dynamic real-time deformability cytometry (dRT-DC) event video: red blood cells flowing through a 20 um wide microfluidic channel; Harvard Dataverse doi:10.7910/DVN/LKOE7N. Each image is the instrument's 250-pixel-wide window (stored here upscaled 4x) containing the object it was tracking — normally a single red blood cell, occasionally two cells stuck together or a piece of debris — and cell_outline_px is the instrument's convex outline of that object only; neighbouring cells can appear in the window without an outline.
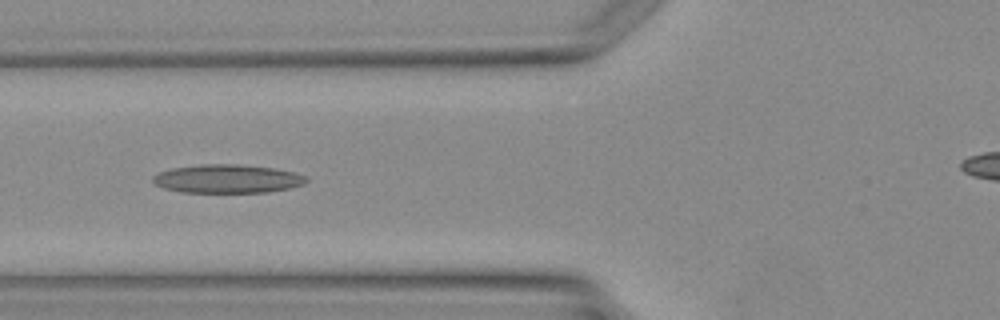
{"species": "Egyptian fruit bat (a non-hibernating species)", "species_latin": "Rousettus aegyptiacus", "temperature_condition": "warm", "stored_images_in_passage": 5, "camera_frame_rate_fps": 3000, "um_per_image_px": 0.085, "animal": {"sex": "female"}, "frame": {"image": 1, "passage_image": 5, "time_ms": 5.0, "image_size_px": [1000, 320], "cell_outline_px": [[308, 180], [304, 184], [288, 188], [268, 192], [184, 192], [164, 188], [156, 184], [152, 180], [152, 176], [160, 172], [172, 168], [200, 164], [236, 164], [272, 168], [292, 172], [304, 176]], "centroid_in_image_um": [19.3, 15.19], "position_along_channel_um": 106.5, "area_um2": 25.2}}